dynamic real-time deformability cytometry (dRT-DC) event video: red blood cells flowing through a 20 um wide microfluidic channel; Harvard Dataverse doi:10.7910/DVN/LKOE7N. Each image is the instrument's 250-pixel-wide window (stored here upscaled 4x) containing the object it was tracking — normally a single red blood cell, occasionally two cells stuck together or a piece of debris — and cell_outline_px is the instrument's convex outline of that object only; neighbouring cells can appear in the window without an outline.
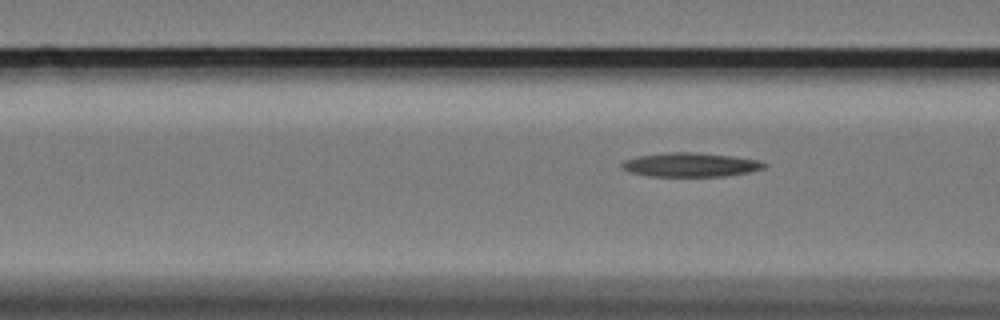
{"species": "Egyptian fruit bat (a non-hibernating species)", "species_latin": "Rousettus aegyptiacus", "temperature_condition": "cold", "stored_images_in_passage": 11, "camera_frame_rate_fps": 3000, "um_per_image_px": 0.085, "animal": {"sex": "female"}, "frame": {"image": 1, "passage_image": 11, "time_ms": 3.333, "image_size_px": [1000, 320], "cell_outline_px": [[768, 164], [764, 168], [748, 172], [724, 176], [648, 176], [628, 172], [620, 168], [620, 164], [624, 160], [640, 156], [664, 152], [692, 152], [732, 156], [760, 160]], "centroid_in_image_um": [58.66, 14.0], "position_along_channel_um": 107.9, "area_um2": 20.0}}